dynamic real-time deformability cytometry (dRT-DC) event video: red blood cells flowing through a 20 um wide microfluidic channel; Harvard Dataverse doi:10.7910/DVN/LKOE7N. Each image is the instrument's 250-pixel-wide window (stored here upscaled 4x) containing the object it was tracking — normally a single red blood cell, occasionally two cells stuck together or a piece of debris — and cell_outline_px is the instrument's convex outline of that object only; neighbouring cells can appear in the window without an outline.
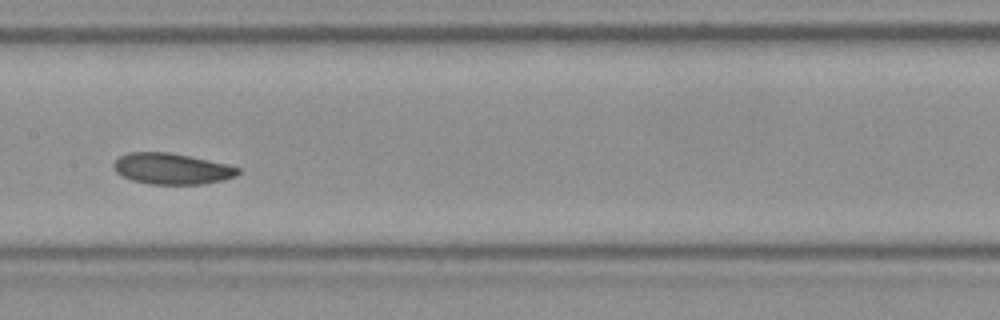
{"species": "Egyptian fruit bat (a non-hibernating species)", "species_latin": "Rousettus aegyptiacus", "temperature_condition": "room temperature", "stored_images_in_passage": 18, "camera_frame_rate_fps": 3000, "um_per_image_px": 0.085, "frame": {"image": 1, "passage_image": 11, "time_ms": 3.333, "image_size_px": [1000, 320], "cell_outline_px": [[240, 172], [236, 176], [224, 180], [204, 184], [148, 184], [132, 180], [116, 172], [112, 168], [112, 164], [120, 156], [128, 152], [168, 152], [228, 164], [240, 168]], "centroid_in_image_um": [14.6, 14.35], "position_along_channel_um": 192.8, "area_um2": 22.54}}